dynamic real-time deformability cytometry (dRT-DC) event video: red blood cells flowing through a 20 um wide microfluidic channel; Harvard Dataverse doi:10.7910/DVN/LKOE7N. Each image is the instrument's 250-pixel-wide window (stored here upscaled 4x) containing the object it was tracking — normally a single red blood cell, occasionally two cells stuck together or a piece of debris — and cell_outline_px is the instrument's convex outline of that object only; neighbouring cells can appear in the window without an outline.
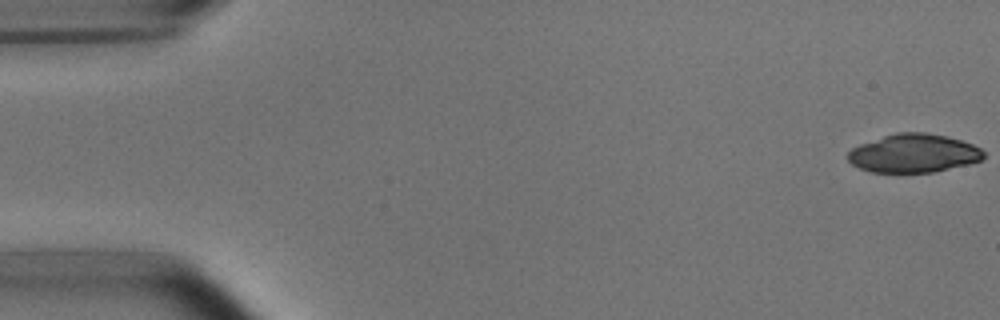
{"species": "common noctule bat (a hibernating species)", "species_latin": "Nyctalus noctula", "temperature_condition": "room temperature", "stored_images_in_passage": 52, "camera_frame_rate_fps": 3000, "um_per_image_px": 0.085, "animal": {"sex": "male", "body_mass_g": 15.6}, "frame": {"image": 1, "passage_image": 1, "time_ms": 0.0, "image_size_px": [1000, 320], "cell_outline_px": [[984, 156], [980, 160], [968, 164], [932, 172], [872, 172], [860, 168], [852, 164], [848, 160], [848, 152], [852, 148], [860, 144], [896, 132], [928, 132], [948, 136], [972, 144], [980, 148], [984, 152]], "centroid_in_image_um": [77.66, 13.02], "position_along_channel_um": 7.3, "area_um2": 30.29}}